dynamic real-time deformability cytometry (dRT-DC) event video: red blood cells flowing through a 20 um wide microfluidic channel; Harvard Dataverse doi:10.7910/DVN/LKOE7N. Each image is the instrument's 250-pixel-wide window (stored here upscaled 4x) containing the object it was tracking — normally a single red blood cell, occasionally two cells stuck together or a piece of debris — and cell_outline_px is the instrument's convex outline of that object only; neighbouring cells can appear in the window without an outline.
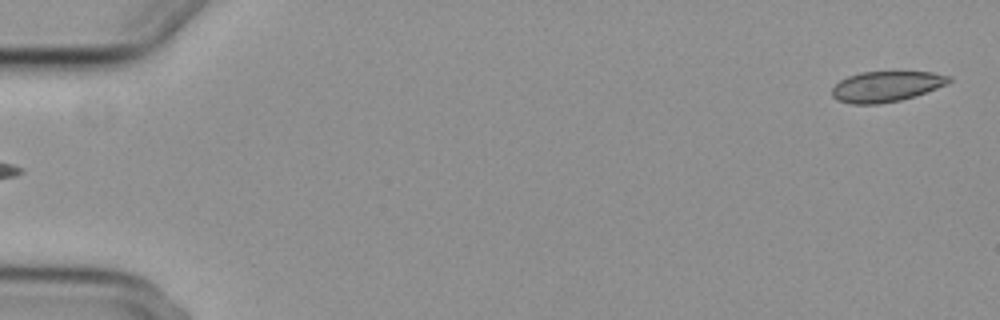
{"species": "common noctule bat (a hibernating species)", "species_latin": "Nyctalus noctula", "temperature_condition": "cold", "stored_images_in_passage": 2, "segment_of_instrument_passage": [2, 2], "camera_frame_rate_fps": 3000, "um_per_image_px": 0.085, "animal": {"sex": "female", "body_mass_g": 29.2, "forearm_length_mm": 56.3}, "frame": {"image": 1, "passage_image": 2, "time_ms": 1.0, "image_size_px": [1000, 320], "cell_outline_px": [[952, 80], [948, 84], [916, 96], [900, 100], [880, 104], [852, 104], [836, 100], [832, 96], [832, 88], [840, 80], [848, 76], [860, 72], [932, 72], [952, 76]], "centroid_in_image_um": [75.35, 7.35], "position_along_channel_um": 9.7, "area_um2": 20.98}}